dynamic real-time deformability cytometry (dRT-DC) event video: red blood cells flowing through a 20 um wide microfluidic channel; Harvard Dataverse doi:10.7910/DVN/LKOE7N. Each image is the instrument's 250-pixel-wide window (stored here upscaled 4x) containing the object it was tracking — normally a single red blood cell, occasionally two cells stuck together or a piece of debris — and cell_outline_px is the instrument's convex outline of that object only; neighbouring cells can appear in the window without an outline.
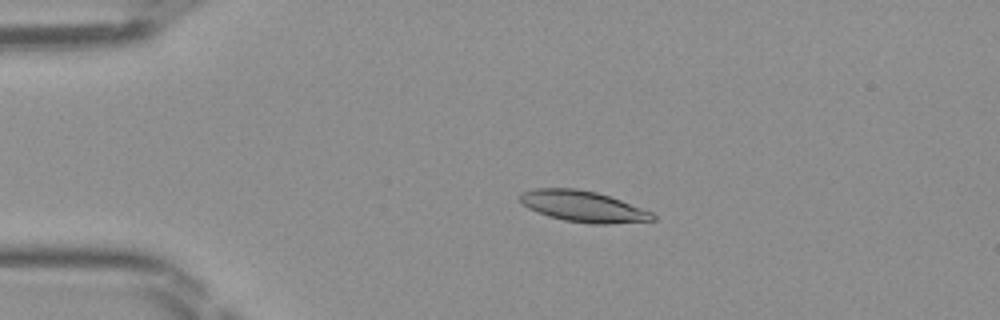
{"species": "Egyptian fruit bat (a non-hibernating species)", "species_latin": "Rousettus aegyptiacus", "temperature_condition": "room temperature", "stored_images_in_passage": 48, "camera_frame_rate_fps": 3000, "um_per_image_px": 0.085, "frame": {"image": 1, "passage_image": 10, "time_ms": 3.0, "image_size_px": [1000, 320], "cell_outline_px": [[656, 220], [608, 224], [592, 224], [564, 220], [548, 216], [536, 212], [528, 208], [520, 200], [520, 192], [536, 188], [576, 188], [596, 192], [620, 200], [652, 212], [656, 216]], "centroid_in_image_um": [49.55, 17.54], "position_along_channel_um": 35.4, "area_um2": 23.93}}
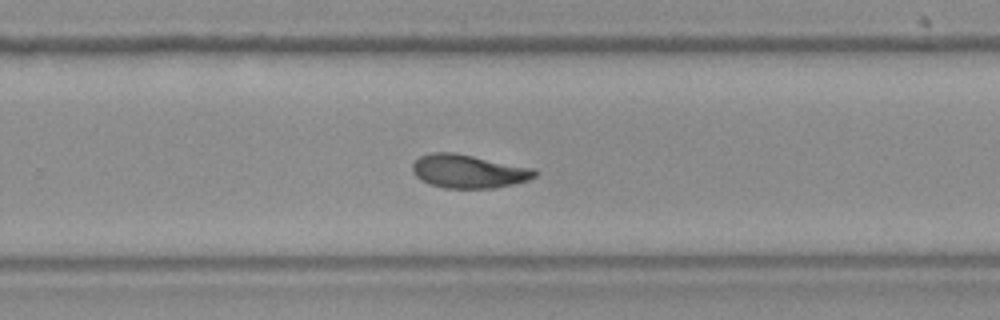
{"frame": {"image": 2, "passage_image": 31, "time_ms": 10.0, "image_size_px": [1000, 320], "cell_outline_px": [[536, 176], [528, 180], [512, 184], [492, 188], [444, 188], [428, 184], [420, 180], [412, 172], [412, 164], [420, 156], [432, 152], [456, 152], [536, 168]], "centroid_in_image_um": [39.81, 14.55], "position_along_channel_um": 290.0, "area_um2": 24.16}}
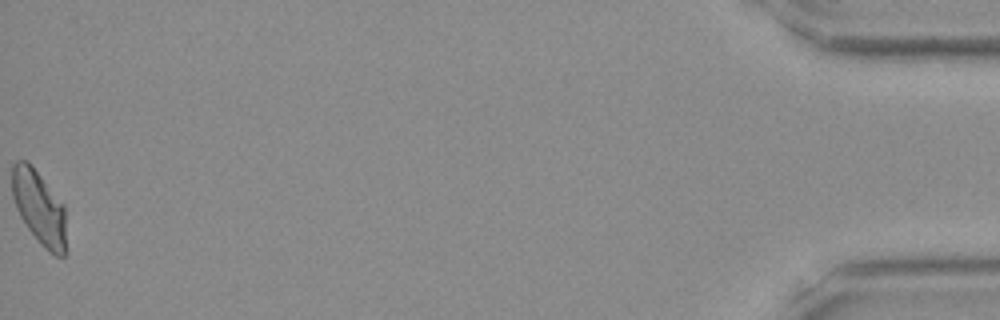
{"frame": {"image": 3, "passage_image": 48, "time_ms": 15.667, "image_size_px": [1000, 320], "cell_outline_px": [[64, 256], [56, 256], [48, 252], [40, 244], [28, 228], [20, 216], [16, 208], [12, 196], [12, 164], [16, 160], [28, 160], [64, 204]], "centroid_in_image_um": [3.29, 17.59], "position_along_channel_um": 431.9, "area_um2": 23.18}}